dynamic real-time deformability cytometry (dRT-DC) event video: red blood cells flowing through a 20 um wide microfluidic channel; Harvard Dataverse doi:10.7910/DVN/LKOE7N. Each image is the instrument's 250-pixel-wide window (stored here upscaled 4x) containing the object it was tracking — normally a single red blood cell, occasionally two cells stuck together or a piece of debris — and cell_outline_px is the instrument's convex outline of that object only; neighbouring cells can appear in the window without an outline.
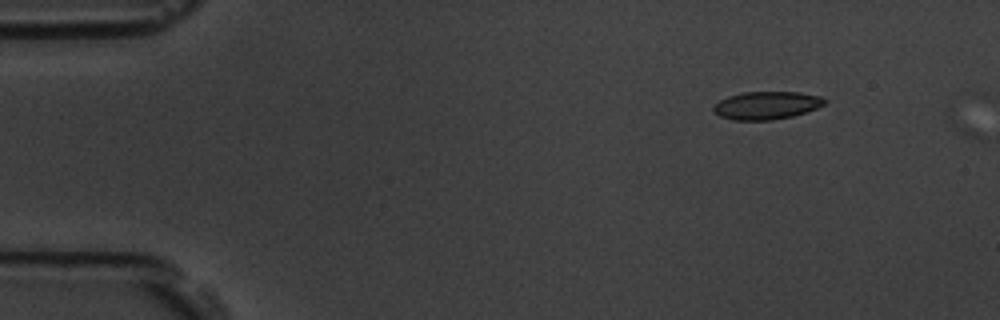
{"species": "common noctule bat (a hibernating species)", "species_latin": "Nyctalus noctula", "temperature_condition": "room temperature", "stored_images_in_passage": 3, "camera_frame_rate_fps": 3000, "um_per_image_px": 0.085, "animal": {"sex": "male", "body_mass_g": 19.5, "forearm_length_mm": 54.6}, "frame": {"image": 1, "passage_image": 2, "time_ms": 2.0, "image_size_px": [1000, 320], "cell_outline_px": [[828, 100], [824, 104], [816, 108], [792, 116], [772, 120], [732, 120], [720, 116], [712, 108], [720, 100], [728, 96], [744, 92], [800, 92], [820, 96]], "centroid_in_image_um": [65.17, 8.95], "position_along_channel_um": 19.8, "area_um2": 17.92}}